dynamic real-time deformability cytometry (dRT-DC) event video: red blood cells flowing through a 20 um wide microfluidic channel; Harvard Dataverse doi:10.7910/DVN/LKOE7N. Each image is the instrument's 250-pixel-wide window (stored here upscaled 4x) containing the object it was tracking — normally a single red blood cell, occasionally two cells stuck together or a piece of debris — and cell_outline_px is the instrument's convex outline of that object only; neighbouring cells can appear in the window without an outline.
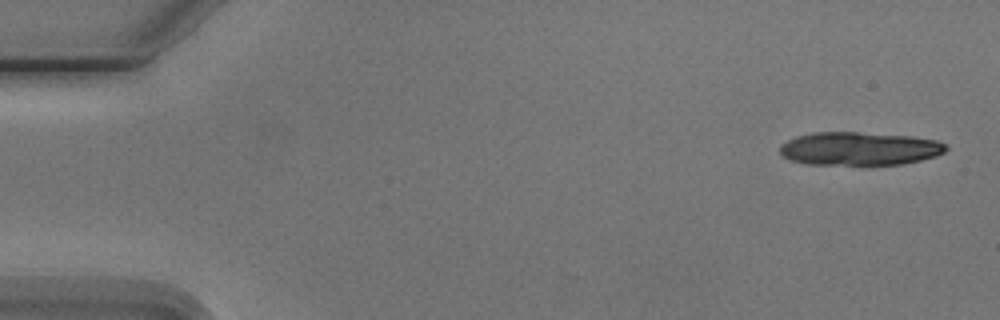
{"species": "Egyptian fruit bat (a non-hibernating species)", "species_latin": "Rousettus aegyptiacus", "temperature_condition": "cold", "stored_images_in_passage": 5, "camera_frame_rate_fps": 3000, "um_per_image_px": 0.085, "animal": {"sex": "male"}, "frame": {"image": 1, "passage_image": 1, "time_ms": 0.0, "image_size_px": [1000, 320], "cell_outline_px": [[948, 148], [944, 152], [936, 156], [904, 164], [864, 168], [808, 164], [788, 160], [780, 152], [780, 144], [796, 136], [812, 132], [856, 132], [912, 136], [936, 140], [944, 144]], "centroid_in_image_um": [73.03, 12.69], "position_along_channel_um": 12.0, "area_um2": 33.58}}